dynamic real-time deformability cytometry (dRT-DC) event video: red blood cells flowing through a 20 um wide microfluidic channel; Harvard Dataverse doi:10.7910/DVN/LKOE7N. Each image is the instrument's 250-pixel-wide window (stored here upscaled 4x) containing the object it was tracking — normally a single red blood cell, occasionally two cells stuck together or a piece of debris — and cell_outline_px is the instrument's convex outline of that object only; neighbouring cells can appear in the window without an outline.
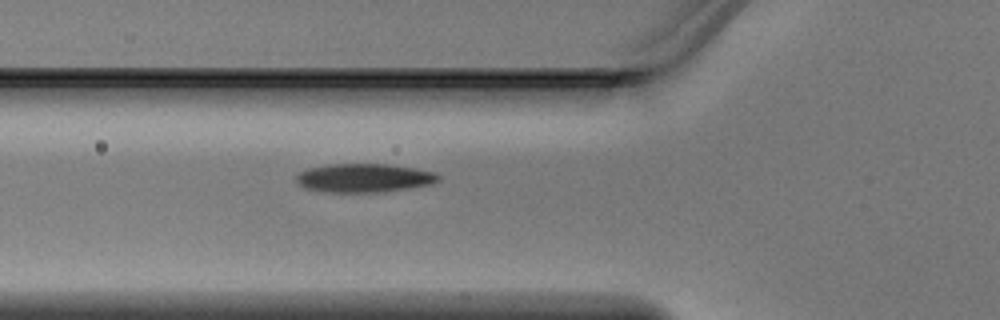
{"species": "Egyptian fruit bat (a non-hibernating species)", "species_latin": "Rousettus aegyptiacus", "temperature_condition": "warm", "stored_images_in_passage": 3, "camera_frame_rate_fps": 3000, "um_per_image_px": 0.085, "animal": {"sex": "male"}, "frame": {"image": 1, "passage_image": 3, "time_ms": 0.667, "image_size_px": [1000, 320], "cell_outline_px": [[440, 180], [432, 184], [384, 192], [324, 192], [304, 188], [296, 184], [296, 176], [300, 172], [308, 168], [328, 164], [388, 164], [416, 168], [436, 172], [440, 176]], "centroid_in_image_um": [30.94, 15.13], "position_along_channel_um": 94.9, "area_um2": 24.04}}